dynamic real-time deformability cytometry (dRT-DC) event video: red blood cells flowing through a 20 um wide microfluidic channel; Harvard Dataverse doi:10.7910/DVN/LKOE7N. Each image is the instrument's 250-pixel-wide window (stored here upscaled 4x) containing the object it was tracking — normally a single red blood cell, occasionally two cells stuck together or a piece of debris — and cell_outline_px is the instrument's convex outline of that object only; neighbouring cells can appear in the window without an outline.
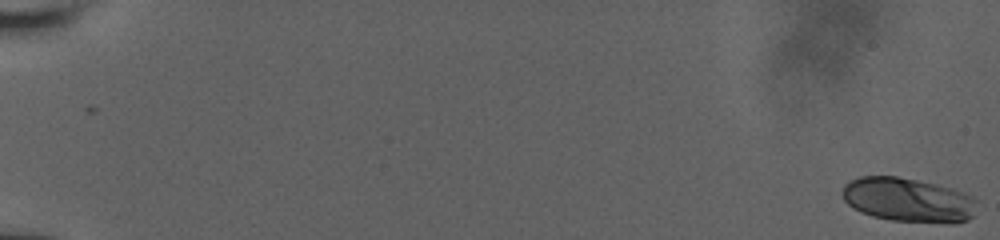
{"species": "human", "species_latin": "Homo sapiens", "temperature_condition": "room temperature", "stored_images_in_passage": 24, "segment_of_instrument_passage": [1, 2], "camera_frame_rate_fps": 3000, "um_per_image_px": 0.085, "donor": {"sex": "male"}, "frame": {"image": 1, "passage_image": 1, "time_ms": 0.0, "image_size_px": [1000, 240], "cell_outline_px": [[976, 200], [972, 216], [968, 220], [892, 220], [872, 216], [860, 212], [852, 208], [844, 200], [840, 192], [844, 184], [860, 176], [896, 176], [936, 184], [952, 188], [964, 192], [972, 196]], "centroid_in_image_um": [77.08, 16.94], "position_along_channel_um": 7.9, "area_um2": 33.81}}
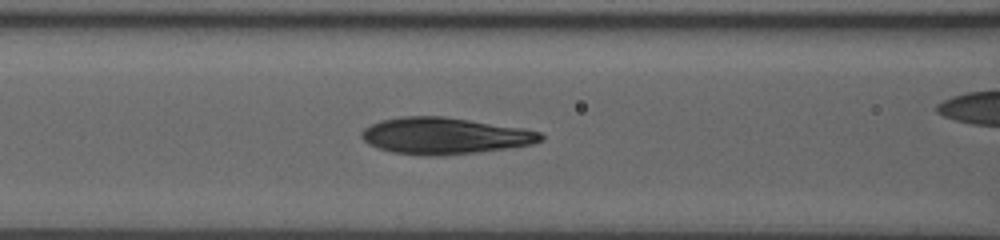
{"frame": {"image": 2, "passage_image": 17, "time_ms": 8.667, "image_size_px": [1000, 240], "cell_outline_px": [[544, 140], [532, 144], [508, 148], [476, 152], [440, 156], [428, 156], [392, 152], [376, 148], [368, 144], [360, 136], [360, 132], [364, 128], [380, 120], [400, 116], [444, 116], [524, 128], [540, 132], [544, 136]], "centroid_in_image_um": [37.78, 11.54], "position_along_channel_um": 128.8, "area_um2": 38.38}}
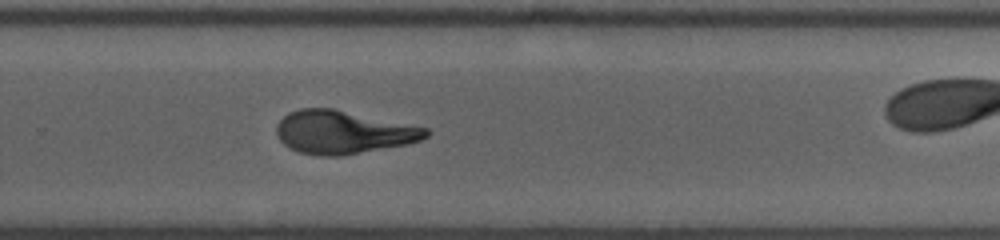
{"frame": {"image": 3, "passage_image": 23, "time_ms": 13.0, "image_size_px": [1000, 240], "cell_outline_px": [[432, 132], [428, 136], [420, 140], [408, 144], [336, 156], [320, 156], [300, 152], [284, 144], [280, 140], [276, 132], [276, 124], [288, 112], [300, 108], [332, 108], [428, 128]], "centroid_in_image_um": [29.16, 11.22], "position_along_channel_um": 300.6, "area_um2": 37.28}}